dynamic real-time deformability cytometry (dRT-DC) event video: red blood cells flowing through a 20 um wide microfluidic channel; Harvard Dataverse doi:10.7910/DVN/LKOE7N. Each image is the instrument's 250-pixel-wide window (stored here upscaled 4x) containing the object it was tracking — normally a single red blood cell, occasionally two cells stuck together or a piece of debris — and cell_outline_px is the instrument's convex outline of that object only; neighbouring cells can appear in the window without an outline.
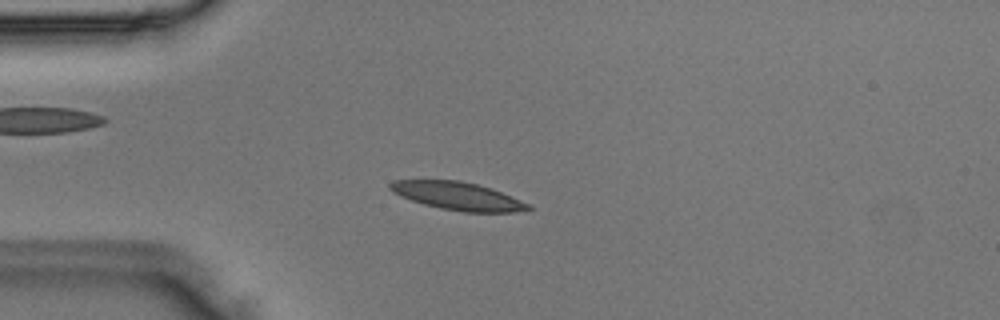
{"species": "Egyptian fruit bat (a non-hibernating species)", "species_latin": "Rousettus aegyptiacus", "temperature_condition": "room temperature", "stored_images_in_passage": 48, "camera_frame_rate_fps": 3000, "um_per_image_px": 0.085, "animal": {"sex": "male"}, "frame": {"image": 1, "passage_image": 12, "time_ms": 3.667, "image_size_px": [1000, 320], "cell_outline_px": [[532, 208], [516, 212], [464, 212], [440, 208], [424, 204], [400, 196], [392, 192], [388, 188], [388, 184], [392, 180], [460, 180], [492, 188], [532, 204]], "centroid_in_image_um": [38.92, 16.66], "position_along_channel_um": 46.1, "area_um2": 22.66}}
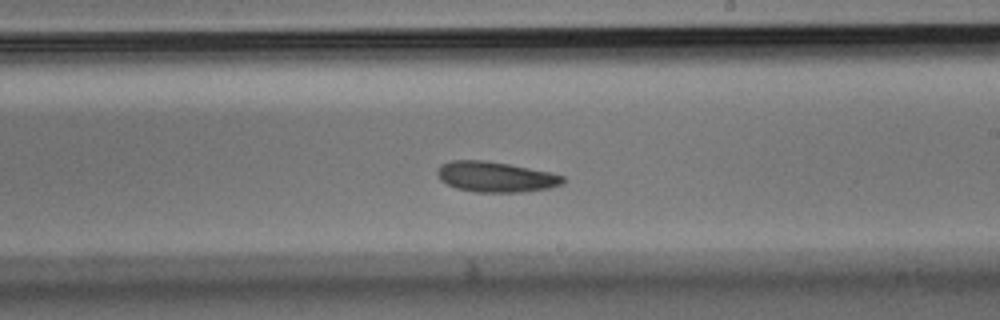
{"frame": {"image": 2, "passage_image": 28, "time_ms": 9.0, "image_size_px": [1000, 320], "cell_outline_px": [[564, 180], [560, 184], [548, 188], [520, 192], [476, 192], [456, 188], [440, 180], [436, 172], [440, 164], [452, 160], [484, 160], [508, 164], [552, 172], [564, 176]], "centroid_in_image_um": [42.1, 15.02], "position_along_channel_um": 246.9, "area_um2": 22.2}}
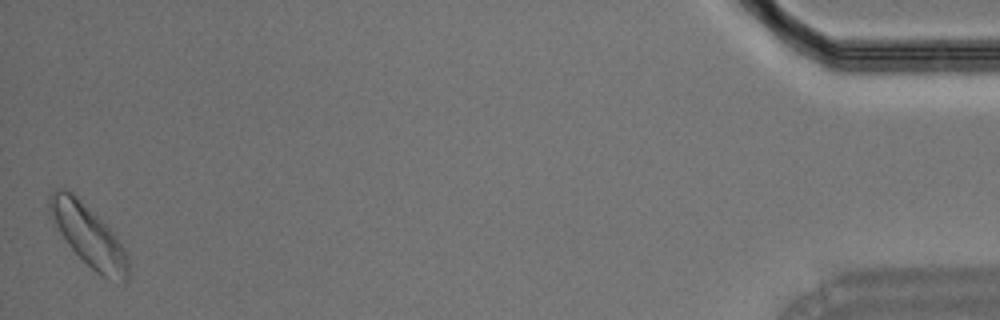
{"frame": {"image": 3, "passage_image": 48, "time_ms": 15.667, "image_size_px": [1000, 320], "cell_outline_px": [[128, 280], [124, 284], [100, 276], [68, 244], [52, 224], [48, 212], [48, 192], [52, 188], [64, 188], [72, 192], [112, 232], [124, 248], [128, 256]], "centroid_in_image_um": [7.46, 20.01], "position_along_channel_um": 427.7, "area_um2": 28.03}}